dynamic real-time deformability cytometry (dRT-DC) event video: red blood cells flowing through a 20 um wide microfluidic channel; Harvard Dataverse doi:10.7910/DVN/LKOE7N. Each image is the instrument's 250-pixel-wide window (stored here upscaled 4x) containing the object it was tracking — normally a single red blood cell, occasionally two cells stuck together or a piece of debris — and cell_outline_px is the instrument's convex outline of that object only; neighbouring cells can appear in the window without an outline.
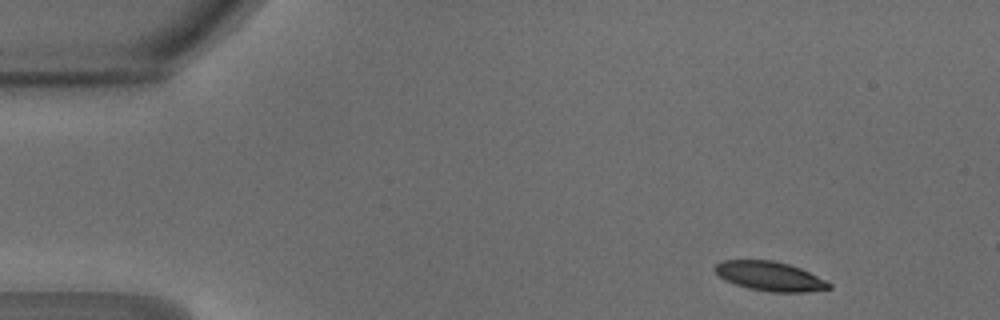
{"species": "common noctule bat (a hibernating species)", "species_latin": "Nyctalus noctula", "temperature_condition": "warm", "stored_images_in_passage": 44, "camera_frame_rate_fps": 3000, "um_per_image_px": 0.085, "animal": {"sex": "male", "body_mass_g": 18.8}, "frame": {"image": 1, "passage_image": 2, "time_ms": 0.333, "image_size_px": [1000, 320], "cell_outline_px": [[832, 288], [808, 292], [772, 292], [748, 288], [724, 280], [712, 268], [716, 264], [724, 260], [772, 260], [788, 264], [800, 268], [832, 284]], "centroid_in_image_um": [65.42, 23.48], "position_along_channel_um": 19.6, "area_um2": 19.36}}
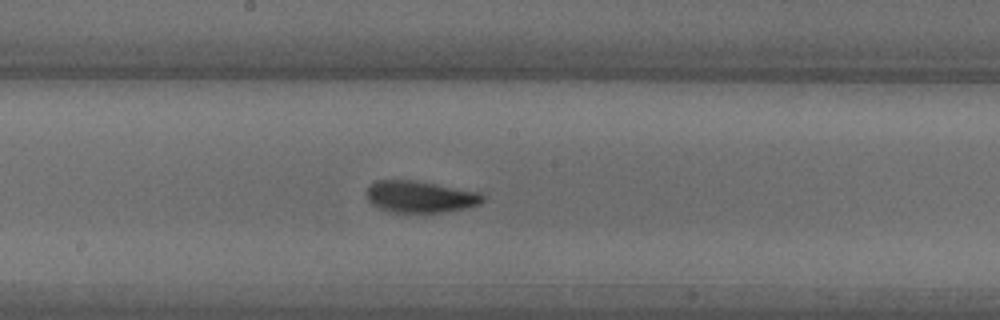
{"frame": {"image": 2, "passage_image": 22, "time_ms": 7.0, "image_size_px": [1000, 320], "cell_outline_px": [[484, 200], [480, 204], [468, 208], [444, 212], [392, 212], [380, 208], [372, 204], [368, 200], [368, 188], [376, 180], [416, 180], [480, 192], [484, 196]], "centroid_in_image_um": [35.76, 16.72], "position_along_channel_um": 212.4, "area_um2": 21.44}}
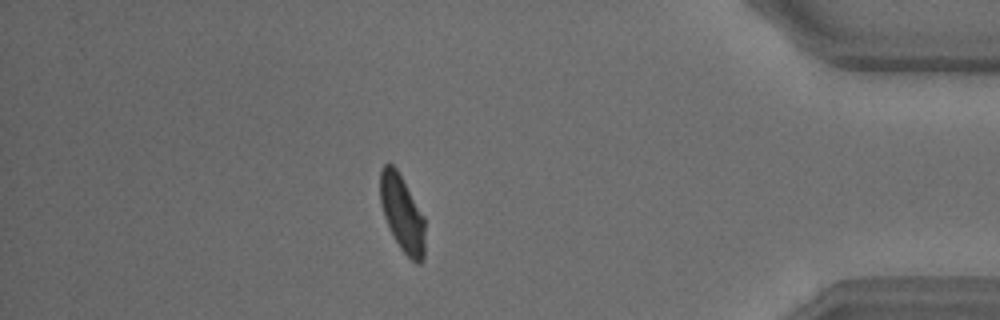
{"frame": {"image": 3, "passage_image": 38, "time_ms": 12.333, "image_size_px": [1000, 320], "cell_outline_px": [[424, 256], [420, 264], [416, 264], [400, 248], [384, 216], [380, 204], [380, 172], [384, 164], [392, 164], [396, 168], [424, 216]], "centroid_in_image_um": [34.18, 18.14], "position_along_channel_um": 401.0, "area_um2": 19.65}, "authors_computed_cell_mechanics": {"area_um2": 20.808, "velocity_mm_per_s": 4.2456, "shape_relaxation_time_tau1_ms": 2.4301, "shape_relaxation_time_tau2_ms": 1.8564, "deformation_change_tau1": 0.1392, "deformation_change_tau2": 0.0819}}